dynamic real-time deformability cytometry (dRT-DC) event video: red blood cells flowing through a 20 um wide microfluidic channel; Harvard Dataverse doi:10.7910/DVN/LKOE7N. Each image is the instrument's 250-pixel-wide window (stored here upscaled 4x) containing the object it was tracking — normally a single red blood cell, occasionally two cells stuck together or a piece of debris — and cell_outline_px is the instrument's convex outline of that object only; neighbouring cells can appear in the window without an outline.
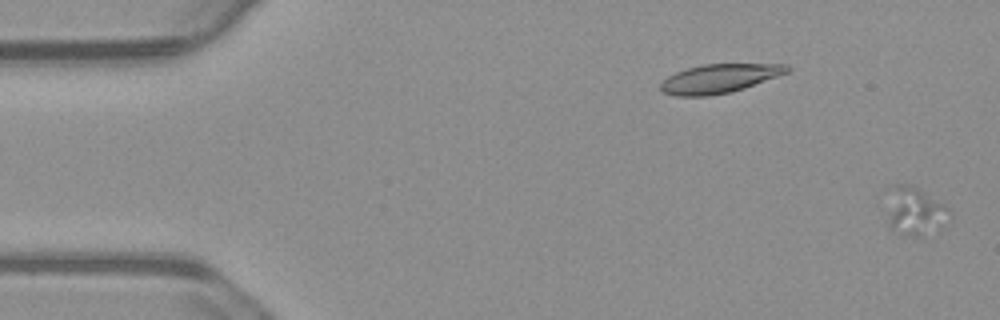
{"species": "common noctule bat (a hibernating species)", "species_latin": "Nyctalus noctula", "temperature_condition": "warm", "stored_images_in_passage": 58, "camera_frame_rate_fps": 3000, "um_per_image_px": 0.085, "animal": {"sex": "male", "body_mass_g": 23.1, "forearm_length_mm": 52.7}, "frame": {"image": 1, "passage_image": 1, "time_ms": 0.0, "image_size_px": [1000, 320], "cell_outline_px": [[952, 212], [948, 224], [944, 228], [924, 236], [900, 236], [888, 228], [888, 216], [892, 184], [912, 184], [944, 204]], "centroid_in_image_um": [77.83, 18.01], "position_along_channel_um": 7.2, "area_um2": 18.15}}
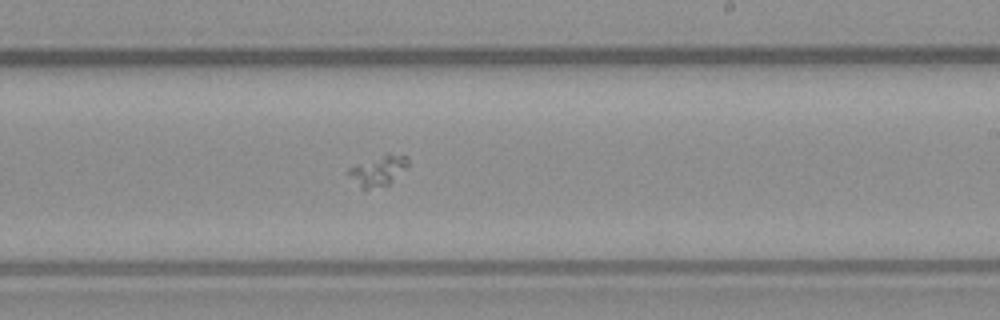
{"frame": {"image": 2, "passage_image": 34, "time_ms": 11.0, "image_size_px": [1000, 320], "cell_outline_px": [[408, 164], [388, 184], [368, 188], [360, 188], [344, 172], [348, 168], [388, 152], [408, 156]], "centroid_in_image_um": [32.09, 14.47], "position_along_channel_um": 256.9, "area_um2": 10.29}}
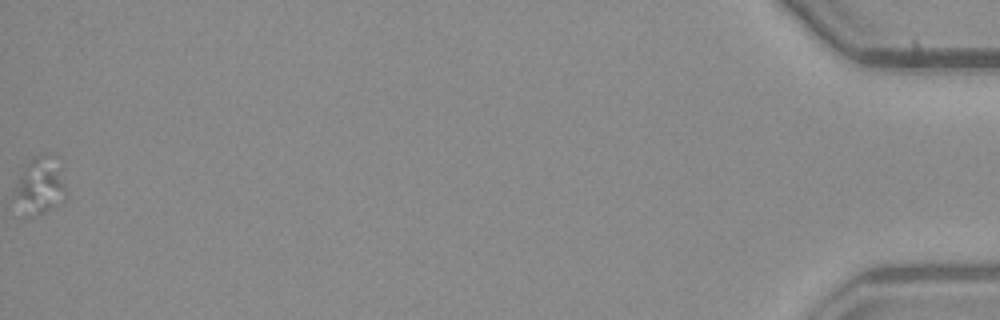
{"frame": {"image": 3, "passage_image": 58, "time_ms": 19.0, "image_size_px": [1000, 320], "cell_outline_px": [[68, 196], [64, 200], [40, 216], [24, 216], [12, 196], [12, 192], [24, 168], [32, 156], [44, 152], [56, 152], [60, 156]], "centroid_in_image_um": [3.46, 15.72], "position_along_channel_um": 431.7, "area_um2": 18.5}}